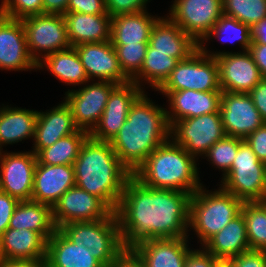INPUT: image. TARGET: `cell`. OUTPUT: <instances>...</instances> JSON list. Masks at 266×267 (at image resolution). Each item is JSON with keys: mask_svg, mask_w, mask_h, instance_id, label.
Masks as SVG:
<instances>
[{"mask_svg": "<svg viewBox=\"0 0 266 267\" xmlns=\"http://www.w3.org/2000/svg\"><path fill=\"white\" fill-rule=\"evenodd\" d=\"M230 261L234 267H266V250H249Z\"/></svg>", "mask_w": 266, "mask_h": 267, "instance_id": "43", "label": "cell"}, {"mask_svg": "<svg viewBox=\"0 0 266 267\" xmlns=\"http://www.w3.org/2000/svg\"><path fill=\"white\" fill-rule=\"evenodd\" d=\"M166 110L144 92L131 106L119 133L110 141L120 162L132 174L153 150L170 139Z\"/></svg>", "mask_w": 266, "mask_h": 267, "instance_id": "2", "label": "cell"}, {"mask_svg": "<svg viewBox=\"0 0 266 267\" xmlns=\"http://www.w3.org/2000/svg\"><path fill=\"white\" fill-rule=\"evenodd\" d=\"M199 48L205 55L215 57L219 67V83L223 92L249 93L263 78L249 51H209L204 44Z\"/></svg>", "mask_w": 266, "mask_h": 267, "instance_id": "11", "label": "cell"}, {"mask_svg": "<svg viewBox=\"0 0 266 267\" xmlns=\"http://www.w3.org/2000/svg\"><path fill=\"white\" fill-rule=\"evenodd\" d=\"M0 267H47L46 259L10 260L0 258Z\"/></svg>", "mask_w": 266, "mask_h": 267, "instance_id": "49", "label": "cell"}, {"mask_svg": "<svg viewBox=\"0 0 266 267\" xmlns=\"http://www.w3.org/2000/svg\"><path fill=\"white\" fill-rule=\"evenodd\" d=\"M64 18L71 47L86 43L110 41L112 17L109 15L66 12Z\"/></svg>", "mask_w": 266, "mask_h": 267, "instance_id": "26", "label": "cell"}, {"mask_svg": "<svg viewBox=\"0 0 266 267\" xmlns=\"http://www.w3.org/2000/svg\"><path fill=\"white\" fill-rule=\"evenodd\" d=\"M223 91L180 90L161 92L168 98L169 111L166 110L170 126L184 118L198 117L204 114L220 112Z\"/></svg>", "mask_w": 266, "mask_h": 267, "instance_id": "21", "label": "cell"}, {"mask_svg": "<svg viewBox=\"0 0 266 267\" xmlns=\"http://www.w3.org/2000/svg\"><path fill=\"white\" fill-rule=\"evenodd\" d=\"M248 51L255 61L262 78H266V44H259L256 41H252Z\"/></svg>", "mask_w": 266, "mask_h": 267, "instance_id": "48", "label": "cell"}, {"mask_svg": "<svg viewBox=\"0 0 266 267\" xmlns=\"http://www.w3.org/2000/svg\"><path fill=\"white\" fill-rule=\"evenodd\" d=\"M218 261L219 259L208 253L204 248H193L187 256L184 267H214Z\"/></svg>", "mask_w": 266, "mask_h": 267, "instance_id": "46", "label": "cell"}, {"mask_svg": "<svg viewBox=\"0 0 266 267\" xmlns=\"http://www.w3.org/2000/svg\"><path fill=\"white\" fill-rule=\"evenodd\" d=\"M27 49L31 58L39 63L53 52L71 47L64 15L43 13L22 19Z\"/></svg>", "mask_w": 266, "mask_h": 267, "instance_id": "9", "label": "cell"}, {"mask_svg": "<svg viewBox=\"0 0 266 267\" xmlns=\"http://www.w3.org/2000/svg\"><path fill=\"white\" fill-rule=\"evenodd\" d=\"M90 81H107L122 85L131 82L123 73L111 41L75 46Z\"/></svg>", "mask_w": 266, "mask_h": 267, "instance_id": "18", "label": "cell"}, {"mask_svg": "<svg viewBox=\"0 0 266 267\" xmlns=\"http://www.w3.org/2000/svg\"><path fill=\"white\" fill-rule=\"evenodd\" d=\"M149 43L112 45L123 73L132 80L141 70Z\"/></svg>", "mask_w": 266, "mask_h": 267, "instance_id": "39", "label": "cell"}, {"mask_svg": "<svg viewBox=\"0 0 266 267\" xmlns=\"http://www.w3.org/2000/svg\"><path fill=\"white\" fill-rule=\"evenodd\" d=\"M112 267H144L139 260L127 251Z\"/></svg>", "mask_w": 266, "mask_h": 267, "instance_id": "51", "label": "cell"}, {"mask_svg": "<svg viewBox=\"0 0 266 267\" xmlns=\"http://www.w3.org/2000/svg\"><path fill=\"white\" fill-rule=\"evenodd\" d=\"M47 69L61 83L81 86L90 81L75 47L53 52L37 63V70Z\"/></svg>", "mask_w": 266, "mask_h": 267, "instance_id": "32", "label": "cell"}, {"mask_svg": "<svg viewBox=\"0 0 266 267\" xmlns=\"http://www.w3.org/2000/svg\"><path fill=\"white\" fill-rule=\"evenodd\" d=\"M213 38L218 39L221 44L236 41L242 51H247L252 44V28L235 18L222 15L199 44L207 43Z\"/></svg>", "mask_w": 266, "mask_h": 267, "instance_id": "35", "label": "cell"}, {"mask_svg": "<svg viewBox=\"0 0 266 267\" xmlns=\"http://www.w3.org/2000/svg\"><path fill=\"white\" fill-rule=\"evenodd\" d=\"M8 228L34 230L48 240L56 230L52 219V207L32 200L20 201L12 214Z\"/></svg>", "mask_w": 266, "mask_h": 267, "instance_id": "31", "label": "cell"}, {"mask_svg": "<svg viewBox=\"0 0 266 267\" xmlns=\"http://www.w3.org/2000/svg\"><path fill=\"white\" fill-rule=\"evenodd\" d=\"M188 237L144 240L129 251L144 267H184L192 250Z\"/></svg>", "mask_w": 266, "mask_h": 267, "instance_id": "20", "label": "cell"}, {"mask_svg": "<svg viewBox=\"0 0 266 267\" xmlns=\"http://www.w3.org/2000/svg\"><path fill=\"white\" fill-rule=\"evenodd\" d=\"M214 267H234L230 260H219Z\"/></svg>", "mask_w": 266, "mask_h": 267, "instance_id": "53", "label": "cell"}, {"mask_svg": "<svg viewBox=\"0 0 266 267\" xmlns=\"http://www.w3.org/2000/svg\"><path fill=\"white\" fill-rule=\"evenodd\" d=\"M67 12H78L88 15H108L105 0H69Z\"/></svg>", "mask_w": 266, "mask_h": 267, "instance_id": "42", "label": "cell"}, {"mask_svg": "<svg viewBox=\"0 0 266 267\" xmlns=\"http://www.w3.org/2000/svg\"><path fill=\"white\" fill-rule=\"evenodd\" d=\"M191 194L155 189L131 176L125 184L116 216L125 248L151 239L188 237Z\"/></svg>", "mask_w": 266, "mask_h": 267, "instance_id": "1", "label": "cell"}, {"mask_svg": "<svg viewBox=\"0 0 266 267\" xmlns=\"http://www.w3.org/2000/svg\"><path fill=\"white\" fill-rule=\"evenodd\" d=\"M47 267H104L84 245L74 244L58 229L47 240Z\"/></svg>", "mask_w": 266, "mask_h": 267, "instance_id": "27", "label": "cell"}, {"mask_svg": "<svg viewBox=\"0 0 266 267\" xmlns=\"http://www.w3.org/2000/svg\"><path fill=\"white\" fill-rule=\"evenodd\" d=\"M220 114L226 136L243 140L265 123L249 93L222 92Z\"/></svg>", "mask_w": 266, "mask_h": 267, "instance_id": "17", "label": "cell"}, {"mask_svg": "<svg viewBox=\"0 0 266 267\" xmlns=\"http://www.w3.org/2000/svg\"><path fill=\"white\" fill-rule=\"evenodd\" d=\"M225 136L220 112L184 118L170 128V138L197 159Z\"/></svg>", "mask_w": 266, "mask_h": 267, "instance_id": "10", "label": "cell"}, {"mask_svg": "<svg viewBox=\"0 0 266 267\" xmlns=\"http://www.w3.org/2000/svg\"><path fill=\"white\" fill-rule=\"evenodd\" d=\"M43 14V0H1L0 15L22 20L32 15Z\"/></svg>", "mask_w": 266, "mask_h": 267, "instance_id": "40", "label": "cell"}, {"mask_svg": "<svg viewBox=\"0 0 266 267\" xmlns=\"http://www.w3.org/2000/svg\"><path fill=\"white\" fill-rule=\"evenodd\" d=\"M249 94L261 118L266 123V78H263Z\"/></svg>", "mask_w": 266, "mask_h": 267, "instance_id": "47", "label": "cell"}, {"mask_svg": "<svg viewBox=\"0 0 266 267\" xmlns=\"http://www.w3.org/2000/svg\"><path fill=\"white\" fill-rule=\"evenodd\" d=\"M19 200L0 190V236L8 229L9 221Z\"/></svg>", "mask_w": 266, "mask_h": 267, "instance_id": "45", "label": "cell"}, {"mask_svg": "<svg viewBox=\"0 0 266 267\" xmlns=\"http://www.w3.org/2000/svg\"><path fill=\"white\" fill-rule=\"evenodd\" d=\"M68 2L69 0H43V13L64 15Z\"/></svg>", "mask_w": 266, "mask_h": 267, "instance_id": "50", "label": "cell"}, {"mask_svg": "<svg viewBox=\"0 0 266 267\" xmlns=\"http://www.w3.org/2000/svg\"><path fill=\"white\" fill-rule=\"evenodd\" d=\"M73 167L75 186L100 198L115 212L132 173L120 162L111 143L89 136Z\"/></svg>", "mask_w": 266, "mask_h": 267, "instance_id": "3", "label": "cell"}, {"mask_svg": "<svg viewBox=\"0 0 266 267\" xmlns=\"http://www.w3.org/2000/svg\"><path fill=\"white\" fill-rule=\"evenodd\" d=\"M242 141L241 138L225 136L212 145L202 159H208L214 168L223 172L224 177L229 172Z\"/></svg>", "mask_w": 266, "mask_h": 267, "instance_id": "38", "label": "cell"}, {"mask_svg": "<svg viewBox=\"0 0 266 267\" xmlns=\"http://www.w3.org/2000/svg\"><path fill=\"white\" fill-rule=\"evenodd\" d=\"M37 157L30 151H0V190L19 201H30Z\"/></svg>", "mask_w": 266, "mask_h": 267, "instance_id": "14", "label": "cell"}, {"mask_svg": "<svg viewBox=\"0 0 266 267\" xmlns=\"http://www.w3.org/2000/svg\"><path fill=\"white\" fill-rule=\"evenodd\" d=\"M167 16L198 43L223 15L222 0H174Z\"/></svg>", "mask_w": 266, "mask_h": 267, "instance_id": "13", "label": "cell"}, {"mask_svg": "<svg viewBox=\"0 0 266 267\" xmlns=\"http://www.w3.org/2000/svg\"><path fill=\"white\" fill-rule=\"evenodd\" d=\"M178 62V59L168 56V53L146 52L142 68L131 82L136 83L144 91L143 84H149L156 92L169 78Z\"/></svg>", "mask_w": 266, "mask_h": 267, "instance_id": "34", "label": "cell"}, {"mask_svg": "<svg viewBox=\"0 0 266 267\" xmlns=\"http://www.w3.org/2000/svg\"><path fill=\"white\" fill-rule=\"evenodd\" d=\"M47 240L38 232L8 228L0 236V258L10 260L46 259Z\"/></svg>", "mask_w": 266, "mask_h": 267, "instance_id": "25", "label": "cell"}, {"mask_svg": "<svg viewBox=\"0 0 266 267\" xmlns=\"http://www.w3.org/2000/svg\"><path fill=\"white\" fill-rule=\"evenodd\" d=\"M203 185L190 197L189 227L201 247L241 212L243 202L220 186L214 191Z\"/></svg>", "mask_w": 266, "mask_h": 267, "instance_id": "5", "label": "cell"}, {"mask_svg": "<svg viewBox=\"0 0 266 267\" xmlns=\"http://www.w3.org/2000/svg\"><path fill=\"white\" fill-rule=\"evenodd\" d=\"M150 0H105L106 11L110 17L119 14L137 13L147 10Z\"/></svg>", "mask_w": 266, "mask_h": 267, "instance_id": "41", "label": "cell"}, {"mask_svg": "<svg viewBox=\"0 0 266 267\" xmlns=\"http://www.w3.org/2000/svg\"><path fill=\"white\" fill-rule=\"evenodd\" d=\"M145 91L134 82L117 85L109 94L98 124L89 133L92 139L110 142L125 123L129 110Z\"/></svg>", "mask_w": 266, "mask_h": 267, "instance_id": "16", "label": "cell"}, {"mask_svg": "<svg viewBox=\"0 0 266 267\" xmlns=\"http://www.w3.org/2000/svg\"><path fill=\"white\" fill-rule=\"evenodd\" d=\"M2 105L0 108V151H3V146L31 138L33 140L38 111Z\"/></svg>", "mask_w": 266, "mask_h": 267, "instance_id": "30", "label": "cell"}, {"mask_svg": "<svg viewBox=\"0 0 266 267\" xmlns=\"http://www.w3.org/2000/svg\"><path fill=\"white\" fill-rule=\"evenodd\" d=\"M219 260L231 258L250 250L246 224L240 212L222 230L212 236L203 247Z\"/></svg>", "mask_w": 266, "mask_h": 267, "instance_id": "29", "label": "cell"}, {"mask_svg": "<svg viewBox=\"0 0 266 267\" xmlns=\"http://www.w3.org/2000/svg\"><path fill=\"white\" fill-rule=\"evenodd\" d=\"M243 213L250 250H266V199L243 202Z\"/></svg>", "mask_w": 266, "mask_h": 267, "instance_id": "36", "label": "cell"}, {"mask_svg": "<svg viewBox=\"0 0 266 267\" xmlns=\"http://www.w3.org/2000/svg\"><path fill=\"white\" fill-rule=\"evenodd\" d=\"M160 18L147 10L137 13L119 14L111 20L112 45L149 43L151 30Z\"/></svg>", "mask_w": 266, "mask_h": 267, "instance_id": "28", "label": "cell"}, {"mask_svg": "<svg viewBox=\"0 0 266 267\" xmlns=\"http://www.w3.org/2000/svg\"><path fill=\"white\" fill-rule=\"evenodd\" d=\"M112 212L100 198L74 186L53 205L52 219L58 229L66 223L105 219Z\"/></svg>", "mask_w": 266, "mask_h": 267, "instance_id": "15", "label": "cell"}, {"mask_svg": "<svg viewBox=\"0 0 266 267\" xmlns=\"http://www.w3.org/2000/svg\"><path fill=\"white\" fill-rule=\"evenodd\" d=\"M222 91L219 83V67L215 57L205 55L199 48L189 58L178 62L165 83L157 90Z\"/></svg>", "mask_w": 266, "mask_h": 267, "instance_id": "8", "label": "cell"}, {"mask_svg": "<svg viewBox=\"0 0 266 267\" xmlns=\"http://www.w3.org/2000/svg\"><path fill=\"white\" fill-rule=\"evenodd\" d=\"M61 102L46 112L38 111L33 150H31L35 155L79 129L74 123L69 106L65 101Z\"/></svg>", "mask_w": 266, "mask_h": 267, "instance_id": "24", "label": "cell"}, {"mask_svg": "<svg viewBox=\"0 0 266 267\" xmlns=\"http://www.w3.org/2000/svg\"><path fill=\"white\" fill-rule=\"evenodd\" d=\"M85 85V86H84ZM114 82L88 81L77 90L65 92L63 101L69 106L75 125L89 133L98 124Z\"/></svg>", "mask_w": 266, "mask_h": 267, "instance_id": "12", "label": "cell"}, {"mask_svg": "<svg viewBox=\"0 0 266 267\" xmlns=\"http://www.w3.org/2000/svg\"><path fill=\"white\" fill-rule=\"evenodd\" d=\"M252 41L266 44V18L252 28Z\"/></svg>", "mask_w": 266, "mask_h": 267, "instance_id": "52", "label": "cell"}, {"mask_svg": "<svg viewBox=\"0 0 266 267\" xmlns=\"http://www.w3.org/2000/svg\"><path fill=\"white\" fill-rule=\"evenodd\" d=\"M58 230L72 243L90 249L104 267H112L128 251L115 212L101 220L66 223Z\"/></svg>", "mask_w": 266, "mask_h": 267, "instance_id": "6", "label": "cell"}, {"mask_svg": "<svg viewBox=\"0 0 266 267\" xmlns=\"http://www.w3.org/2000/svg\"><path fill=\"white\" fill-rule=\"evenodd\" d=\"M75 186L73 165H44L36 163L31 200L51 207Z\"/></svg>", "mask_w": 266, "mask_h": 267, "instance_id": "23", "label": "cell"}, {"mask_svg": "<svg viewBox=\"0 0 266 267\" xmlns=\"http://www.w3.org/2000/svg\"><path fill=\"white\" fill-rule=\"evenodd\" d=\"M89 132L78 129L75 133L60 138L53 145L42 149L37 162L44 165H73Z\"/></svg>", "mask_w": 266, "mask_h": 267, "instance_id": "33", "label": "cell"}, {"mask_svg": "<svg viewBox=\"0 0 266 267\" xmlns=\"http://www.w3.org/2000/svg\"><path fill=\"white\" fill-rule=\"evenodd\" d=\"M223 15L235 18L250 28L266 18V0H222Z\"/></svg>", "mask_w": 266, "mask_h": 267, "instance_id": "37", "label": "cell"}, {"mask_svg": "<svg viewBox=\"0 0 266 267\" xmlns=\"http://www.w3.org/2000/svg\"><path fill=\"white\" fill-rule=\"evenodd\" d=\"M221 179L219 186L242 202L266 199V164L256 157L245 140L239 144L229 172Z\"/></svg>", "mask_w": 266, "mask_h": 267, "instance_id": "7", "label": "cell"}, {"mask_svg": "<svg viewBox=\"0 0 266 267\" xmlns=\"http://www.w3.org/2000/svg\"><path fill=\"white\" fill-rule=\"evenodd\" d=\"M198 49L199 43L166 16L160 17L154 24L147 52L168 53V56L181 61L189 58Z\"/></svg>", "mask_w": 266, "mask_h": 267, "instance_id": "22", "label": "cell"}, {"mask_svg": "<svg viewBox=\"0 0 266 267\" xmlns=\"http://www.w3.org/2000/svg\"><path fill=\"white\" fill-rule=\"evenodd\" d=\"M37 71L26 42L22 20L0 15V70Z\"/></svg>", "mask_w": 266, "mask_h": 267, "instance_id": "19", "label": "cell"}, {"mask_svg": "<svg viewBox=\"0 0 266 267\" xmlns=\"http://www.w3.org/2000/svg\"><path fill=\"white\" fill-rule=\"evenodd\" d=\"M256 157L266 164V123L253 131L244 139Z\"/></svg>", "mask_w": 266, "mask_h": 267, "instance_id": "44", "label": "cell"}, {"mask_svg": "<svg viewBox=\"0 0 266 267\" xmlns=\"http://www.w3.org/2000/svg\"><path fill=\"white\" fill-rule=\"evenodd\" d=\"M196 162V157L170 138L153 150L132 176L151 188L183 191L192 195L203 186Z\"/></svg>", "mask_w": 266, "mask_h": 267, "instance_id": "4", "label": "cell"}]
</instances>
